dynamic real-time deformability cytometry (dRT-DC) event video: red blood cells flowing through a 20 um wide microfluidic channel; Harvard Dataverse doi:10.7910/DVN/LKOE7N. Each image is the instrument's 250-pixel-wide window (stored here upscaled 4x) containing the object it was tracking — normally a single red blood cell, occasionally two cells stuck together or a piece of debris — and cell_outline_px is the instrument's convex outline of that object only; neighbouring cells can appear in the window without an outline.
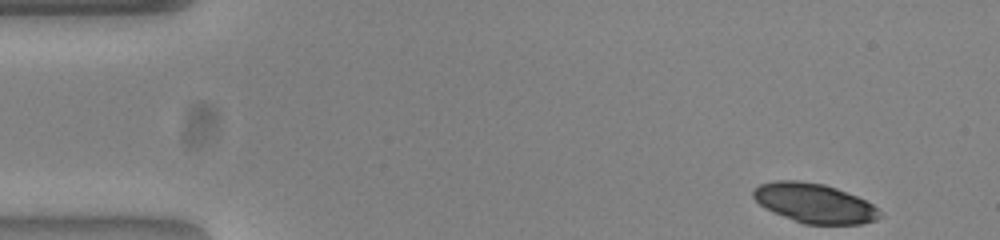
{"species": "common noctule bat (a hibernating species)", "species_latin": "Nyctalus noctula", "temperature_condition": "warm", "stored_images_in_passage": 49, "camera_frame_rate_fps": 3000, "um_per_image_px": 0.085, "animal": {"sex": "female", "body_mass_g": 23.0, "forearm_length_mm": 53.4}, "frame": {"image": 1, "passage_image": 1, "time_ms": 0.0, "image_size_px": [1000, 240], "cell_outline_px": [[880, 216], [876, 220], [860, 224], [804, 224], [764, 208], [752, 196], [752, 192], [760, 184], [776, 180], [796, 180], [824, 184], [836, 188], [856, 196], [872, 204], [880, 212]], "centroid_in_image_um": [69.2, 17.26], "position_along_channel_um": 15.8, "area_um2": 28.78}}